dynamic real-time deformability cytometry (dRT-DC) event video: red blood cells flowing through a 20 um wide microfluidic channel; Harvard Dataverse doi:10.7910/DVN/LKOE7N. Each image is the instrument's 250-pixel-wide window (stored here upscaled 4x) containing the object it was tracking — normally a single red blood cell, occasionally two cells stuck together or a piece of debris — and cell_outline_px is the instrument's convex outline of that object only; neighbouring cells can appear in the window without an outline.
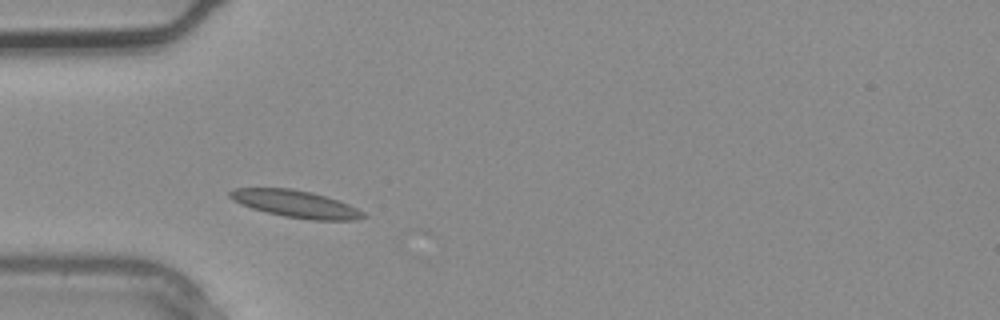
{"species": "common noctule bat (a hibernating species)", "species_latin": "Nyctalus noctula", "temperature_condition": "warm", "stored_images_in_passage": 3, "camera_frame_rate_fps": 3000, "um_per_image_px": 0.085, "animal": {"sex": "male", "body_mass_g": 20.4}, "frame": {"image": 1, "passage_image": 2, "time_ms": 0.333, "image_size_px": [1000, 320], "cell_outline_px": [[368, 216], [352, 220], [312, 220], [284, 216], [252, 208], [240, 204], [232, 200], [228, 196], [228, 192], [232, 188], [292, 188], [312, 192], [348, 204], [364, 212]], "centroid_in_image_um": [25.09, 17.32], "position_along_channel_um": 59.9, "area_um2": 20.98}}